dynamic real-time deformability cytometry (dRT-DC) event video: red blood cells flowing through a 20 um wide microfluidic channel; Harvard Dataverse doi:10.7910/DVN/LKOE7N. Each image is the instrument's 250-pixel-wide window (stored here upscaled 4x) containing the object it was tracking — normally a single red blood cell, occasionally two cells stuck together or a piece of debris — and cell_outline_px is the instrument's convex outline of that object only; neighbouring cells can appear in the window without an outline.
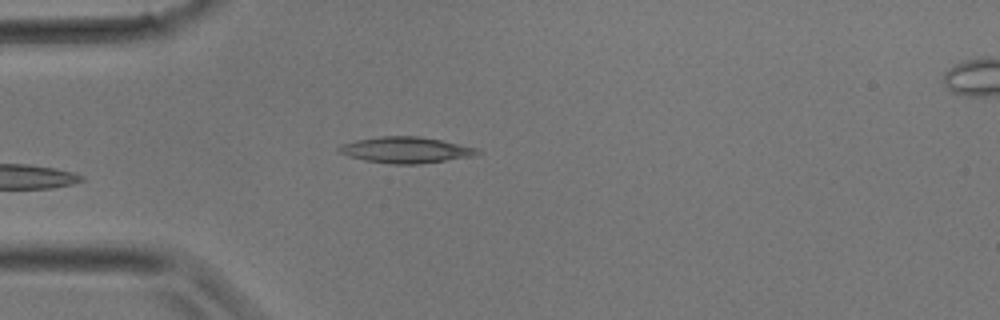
{"species": "common noctule bat (a hibernating species)", "species_latin": "Nyctalus noctula", "temperature_condition": "room temperature", "stored_images_in_passage": 6, "camera_frame_rate_fps": 3000, "um_per_image_px": 0.085, "animal": {"sex": "male", "body_mass_g": 17.9}, "frame": {"image": 1, "passage_image": 1, "time_ms": 0.0, "image_size_px": [1000, 320], "cell_outline_px": [[484, 152], [472, 156], [420, 164], [392, 164], [364, 160], [348, 156], [340, 152], [336, 148], [340, 144], [356, 140], [380, 136], [420, 136], [440, 140], [476, 148]], "centroid_in_image_um": [34.46, 12.74], "position_along_channel_um": 50.5, "area_um2": 20.98}}
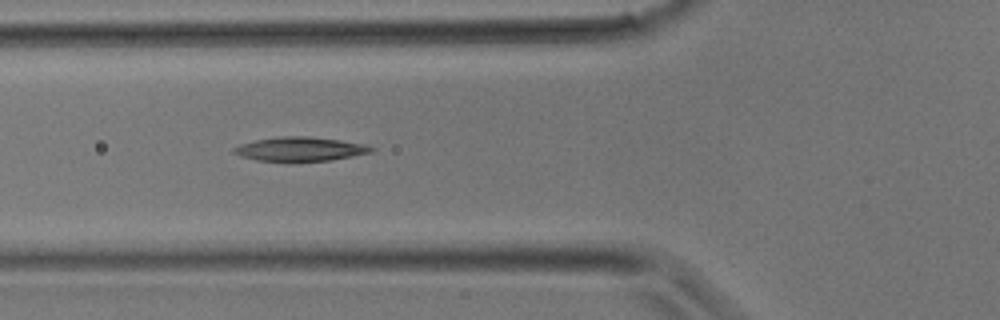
{"frame": {"image": 2, "passage_image": 4, "time_ms": 1.0, "image_size_px": [1000, 320], "cell_outline_px": [[376, 148], [372, 152], [332, 160], [288, 164], [256, 160], [240, 156], [232, 152], [232, 148], [240, 144], [256, 140], [280, 136], [308, 136], [340, 140], [364, 144]], "centroid_in_image_um": [25.47, 12.71], "position_along_channel_um": 100.3, "area_um2": 20.06}}
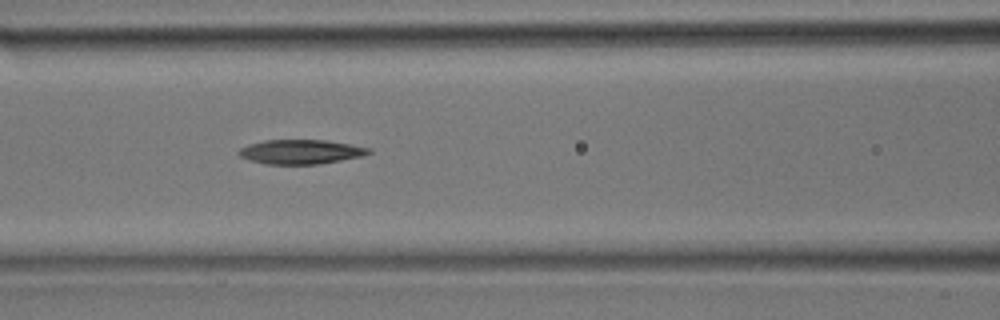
{"frame": {"image": 3, "passage_image": 6, "time_ms": 1.667, "image_size_px": [1000, 320], "cell_outline_px": [[372, 152], [364, 156], [316, 164], [264, 164], [248, 160], [240, 156], [236, 152], [240, 148], [248, 144], [264, 140], [328, 140], [372, 148]], "centroid_in_image_um": [25.55, 12.9], "position_along_channel_um": 141.0, "area_um2": 18.61}}